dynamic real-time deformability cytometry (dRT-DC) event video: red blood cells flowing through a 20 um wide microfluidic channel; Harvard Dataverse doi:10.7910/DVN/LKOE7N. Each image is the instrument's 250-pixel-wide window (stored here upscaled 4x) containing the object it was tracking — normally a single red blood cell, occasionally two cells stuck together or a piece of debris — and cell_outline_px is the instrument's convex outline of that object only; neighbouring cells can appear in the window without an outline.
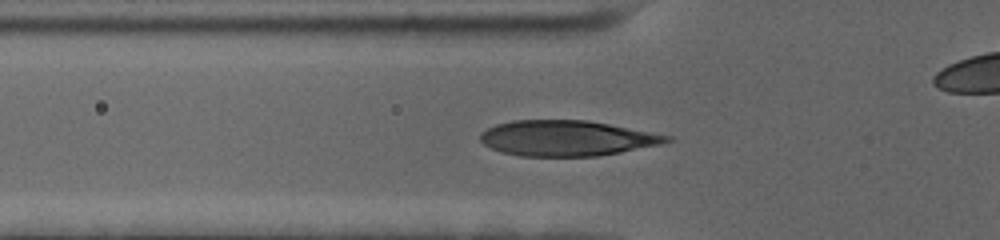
{"species": "human", "species_latin": "Homo sapiens", "temperature_condition": "cold", "stored_images_in_passage": 50, "camera_frame_rate_fps": 3000, "um_per_image_px": 0.085, "donor": {"sex": "female"}, "frame": {"image": 1, "passage_image": 19, "time_ms": 6.0, "image_size_px": [1000, 240], "cell_outline_px": [[676, 140], [660, 144], [620, 152], [596, 156], [520, 156], [500, 152], [484, 144], [480, 140], [480, 132], [496, 124], [512, 120], [588, 120], [672, 136]], "centroid_in_image_um": [48.17, 11.74], "position_along_channel_um": 77.6, "area_um2": 38.55}}
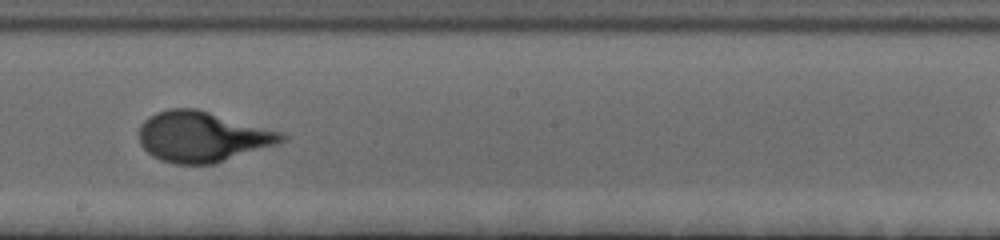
{"frame": {"image": 2, "passage_image": 32, "time_ms": 10.333, "image_size_px": [1000, 240], "cell_outline_px": [[288, 136], [284, 140], [276, 144], [216, 164], [176, 164], [160, 160], [152, 156], [140, 144], [140, 124], [148, 116], [156, 112], [168, 108], [196, 108], [284, 132]], "centroid_in_image_um": [17.2, 11.61], "position_along_channel_um": 231.0, "area_um2": 42.14}}
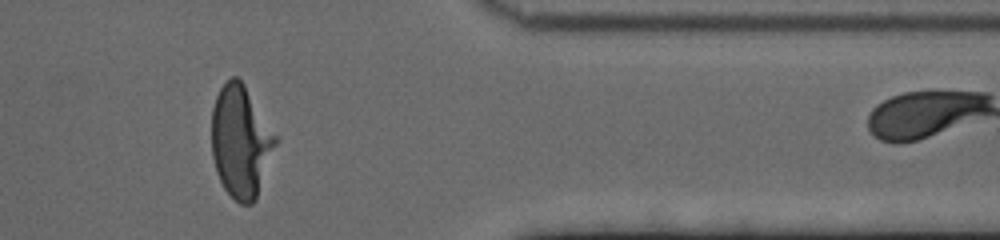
{"frame": {"image": 3, "passage_image": 47, "time_ms": 15.333, "image_size_px": [1000, 240], "cell_outline_px": [[280, 140], [256, 200], [252, 204], [240, 204], [224, 188], [216, 172], [212, 156], [212, 108], [216, 96], [220, 88], [232, 76], [236, 76], [244, 84]], "centroid_in_image_um": [20.5, 12.05], "position_along_channel_um": 390.9, "area_um2": 42.14}}